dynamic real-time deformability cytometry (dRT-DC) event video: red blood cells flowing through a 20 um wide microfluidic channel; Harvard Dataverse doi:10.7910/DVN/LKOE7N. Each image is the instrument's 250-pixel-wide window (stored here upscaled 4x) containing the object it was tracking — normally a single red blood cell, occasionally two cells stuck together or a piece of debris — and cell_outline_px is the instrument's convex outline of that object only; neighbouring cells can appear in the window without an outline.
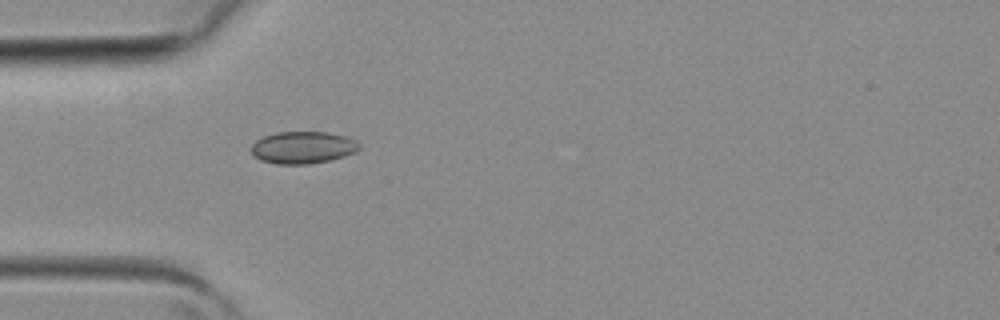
{"species": "common noctule bat (a hibernating species)", "species_latin": "Nyctalus noctula", "temperature_condition": "room temperature", "stored_images_in_passage": 2, "camera_frame_rate_fps": 3000, "um_per_image_px": 0.085, "animal": {"sex": "female", "body_mass_g": 19.3, "forearm_length_mm": 54.1}, "frame": {"image": 1, "passage_image": 2, "time_ms": 0.333, "image_size_px": [1000, 320], "cell_outline_px": [[360, 148], [356, 152], [332, 160], [308, 164], [276, 164], [260, 160], [252, 156], [252, 144], [256, 140], [264, 136], [276, 132], [324, 132], [344, 136], [356, 140], [360, 144]], "centroid_in_image_um": [25.74, 12.54], "position_along_channel_um": 59.3, "area_um2": 20.35}}